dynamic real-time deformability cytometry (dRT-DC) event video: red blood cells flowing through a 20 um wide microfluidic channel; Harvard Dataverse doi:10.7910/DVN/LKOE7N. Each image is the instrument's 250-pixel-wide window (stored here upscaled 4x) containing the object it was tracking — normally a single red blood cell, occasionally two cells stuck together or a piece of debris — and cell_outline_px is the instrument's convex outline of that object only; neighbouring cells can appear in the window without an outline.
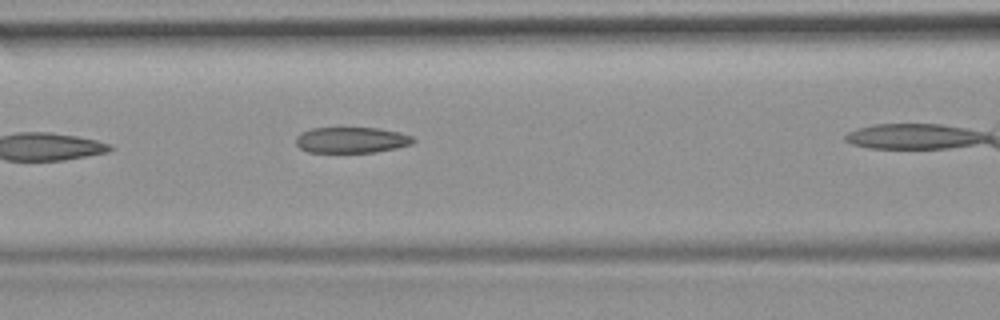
{"species": "common noctule bat (a hibernating species)", "species_latin": "Nyctalus noctula", "temperature_condition": "room temperature", "stored_images_in_passage": 4, "camera_frame_rate_fps": 3000, "um_per_image_px": 0.085, "animal": {"sex": "female", "body_mass_g": 19.9}, "frame": {"image": 1, "passage_image": 3, "time_ms": 2.333, "image_size_px": [1000, 320], "cell_outline_px": [[416, 140], [412, 144], [396, 148], [376, 152], [308, 152], [300, 148], [296, 144], [296, 136], [300, 132], [312, 128], [380, 128], [400, 132], [412, 136]], "centroid_in_image_um": [29.88, 11.9], "position_along_channel_um": 136.7, "area_um2": 17.8}}